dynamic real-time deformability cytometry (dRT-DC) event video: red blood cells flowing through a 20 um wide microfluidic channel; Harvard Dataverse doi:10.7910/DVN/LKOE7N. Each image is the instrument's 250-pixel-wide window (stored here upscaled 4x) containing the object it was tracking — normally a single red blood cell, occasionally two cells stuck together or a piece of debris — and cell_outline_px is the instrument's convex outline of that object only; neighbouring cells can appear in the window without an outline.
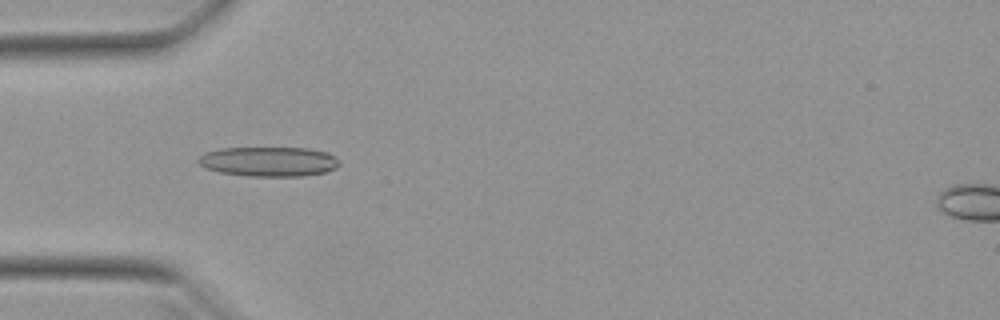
{"species": "Egyptian fruit bat (a non-hibernating species)", "species_latin": "Rousettus aegyptiacus", "temperature_condition": "warm", "stored_images_in_passage": 51, "camera_frame_rate_fps": 3000, "um_per_image_px": 0.085, "animal": {"sex": "female"}, "frame": {"image": 1, "passage_image": 16, "time_ms": 5.0, "image_size_px": [1000, 320], "cell_outline_px": [[340, 164], [336, 168], [324, 172], [304, 176], [248, 176], [220, 172], [204, 168], [196, 160], [204, 152], [220, 148], [308, 148], [328, 152], [336, 156], [340, 160]], "centroid_in_image_um": [22.86, 13.73], "position_along_channel_um": 62.1, "area_um2": 24.62}}
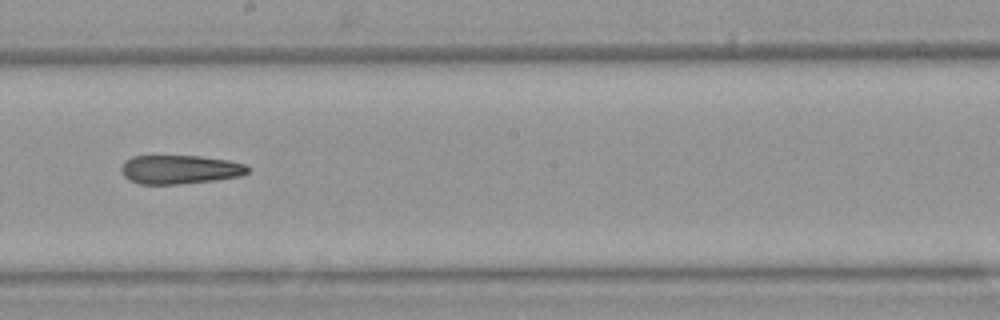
{"frame": {"image": 2, "passage_image": 29, "time_ms": 9.333, "image_size_px": [1000, 320], "cell_outline_px": [[248, 172], [240, 176], [216, 180], [180, 184], [140, 184], [128, 180], [120, 172], [120, 168], [124, 160], [132, 156], [200, 156], [228, 160], [248, 164]], "centroid_in_image_um": [15.26, 14.4], "position_along_channel_um": 232.9, "area_um2": 21.5}}
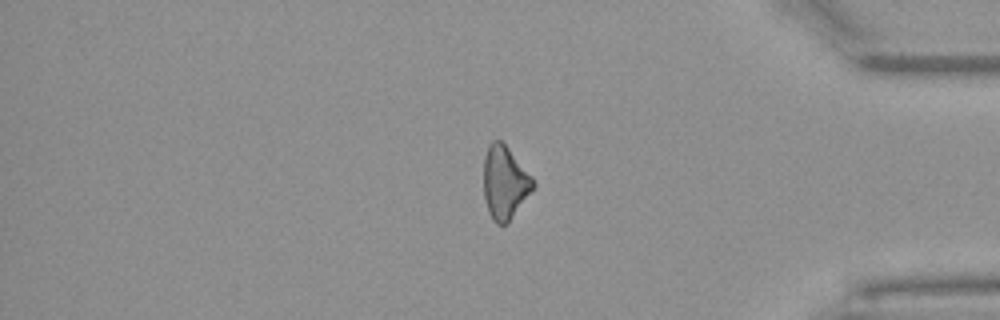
{"frame": {"image": 3, "passage_image": 43, "time_ms": 14.0, "image_size_px": [1000, 320], "cell_outline_px": [[536, 184], [508, 224], [496, 224], [492, 220], [488, 212], [484, 196], [484, 156], [488, 144], [492, 140], [500, 140], [508, 148], [532, 176]], "centroid_in_image_um": [42.89, 15.53], "position_along_channel_um": 392.3, "area_um2": 21.1}}